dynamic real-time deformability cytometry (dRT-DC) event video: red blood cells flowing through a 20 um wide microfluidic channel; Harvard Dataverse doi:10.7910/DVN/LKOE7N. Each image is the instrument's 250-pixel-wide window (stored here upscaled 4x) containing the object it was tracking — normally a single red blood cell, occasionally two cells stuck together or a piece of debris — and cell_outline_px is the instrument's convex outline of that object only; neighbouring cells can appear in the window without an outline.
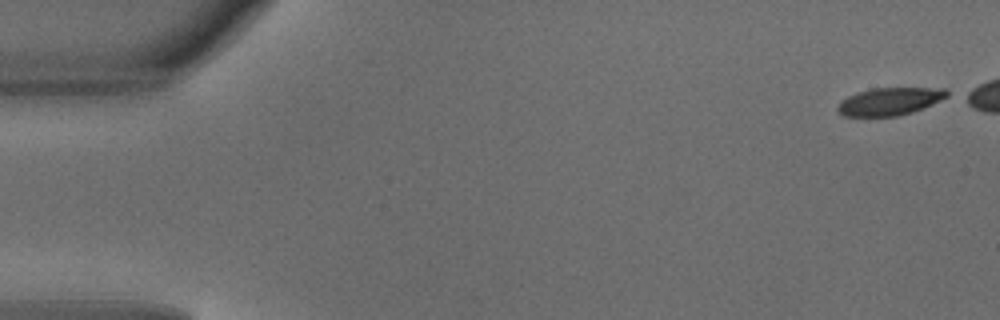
{"species": "common noctule bat (a hibernating species)", "species_latin": "Nyctalus noctula", "temperature_condition": "warm", "stored_images_in_passage": 40, "camera_frame_rate_fps": 3000, "um_per_image_px": 0.085, "animal": {"sex": "male", "body_mass_g": 18.8}, "frame": {"image": 1, "passage_image": 1, "time_ms": 0.0, "image_size_px": [1000, 320], "cell_outline_px": [[952, 92], [948, 96], [924, 108], [912, 112], [896, 116], [844, 116], [836, 108], [840, 100], [856, 92], [872, 88], [944, 88]], "centroid_in_image_um": [75.64, 8.61], "position_along_channel_um": 9.4, "area_um2": 17.69}}
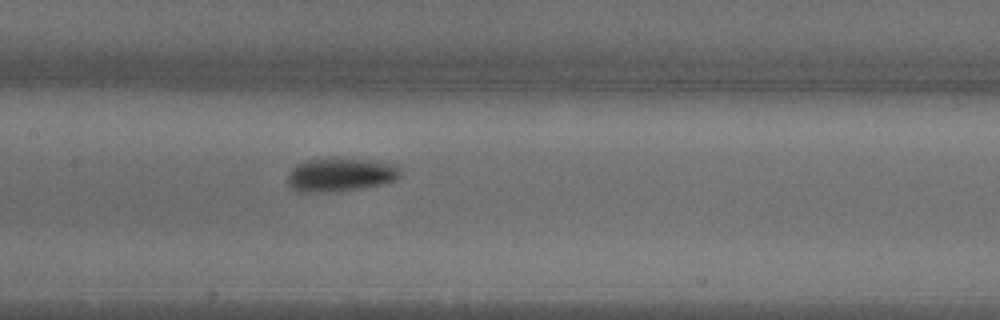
{"frame": {"image": 2, "passage_image": 23, "time_ms": 7.333, "image_size_px": [1000, 320], "cell_outline_px": [[400, 176], [396, 180], [364, 188], [328, 192], [296, 192], [288, 184], [288, 172], [296, 164], [308, 160], [328, 156], [336, 156], [396, 164], [400, 168]], "centroid_in_image_um": [28.9, 14.82], "position_along_channel_um": 178.5, "area_um2": 22.6}}
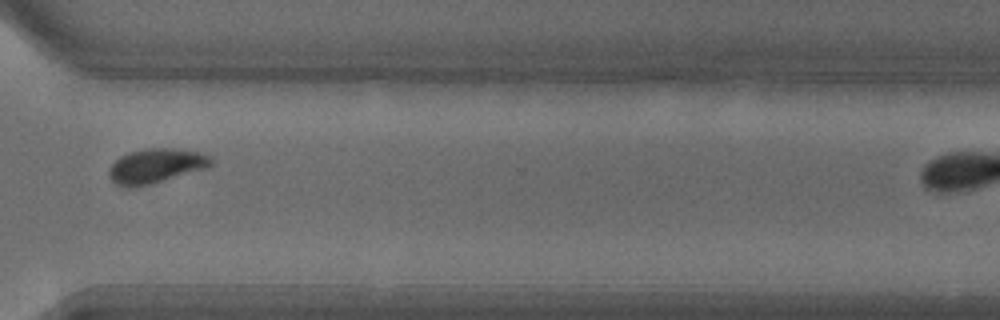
{"frame": {"image": 3, "passage_image": 36, "time_ms": 11.667, "image_size_px": [1000, 320], "cell_outline_px": [[212, 164], [208, 168], [148, 184], [128, 188], [116, 184], [108, 176], [108, 168], [120, 156], [128, 152], [144, 148], [172, 148], [200, 152], [212, 156]], "centroid_in_image_um": [13.24, 14.08], "position_along_channel_um": 357.4, "area_um2": 20.58}}